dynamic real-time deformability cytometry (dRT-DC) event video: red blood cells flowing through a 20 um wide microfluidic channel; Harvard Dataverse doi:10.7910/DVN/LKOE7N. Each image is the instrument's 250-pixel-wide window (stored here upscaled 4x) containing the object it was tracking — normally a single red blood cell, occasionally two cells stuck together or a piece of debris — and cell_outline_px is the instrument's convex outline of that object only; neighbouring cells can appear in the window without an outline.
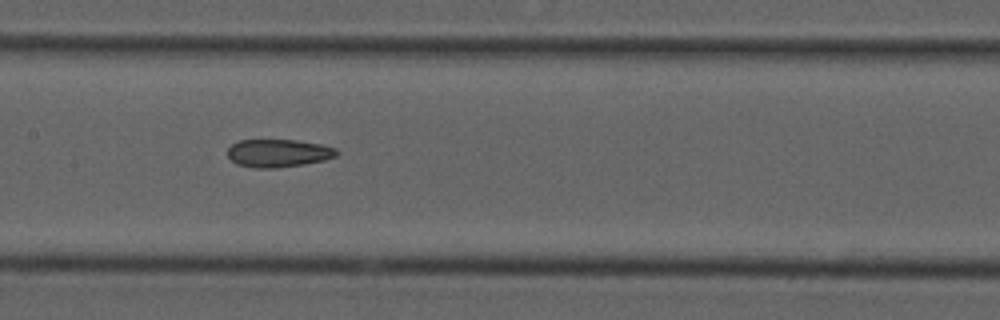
{"species": "common noctule bat (a hibernating species)", "species_latin": "Nyctalus noctula", "temperature_condition": "cold", "stored_images_in_passage": 5, "camera_frame_rate_fps": 3000, "um_per_image_px": 0.085, "animal": {"sex": "male", "forearm_length_mm": 52.5}, "frame": {"image": 1, "passage_image": 4, "time_ms": 1.0, "image_size_px": [1000, 320], "cell_outline_px": [[340, 152], [336, 156], [324, 160], [304, 164], [276, 168], [256, 168], [236, 164], [228, 156], [228, 148], [232, 144], [240, 140], [296, 140], [320, 144], [336, 148]], "centroid_in_image_um": [23.67, 13.02], "position_along_channel_um": 183.7, "area_um2": 17.74}}
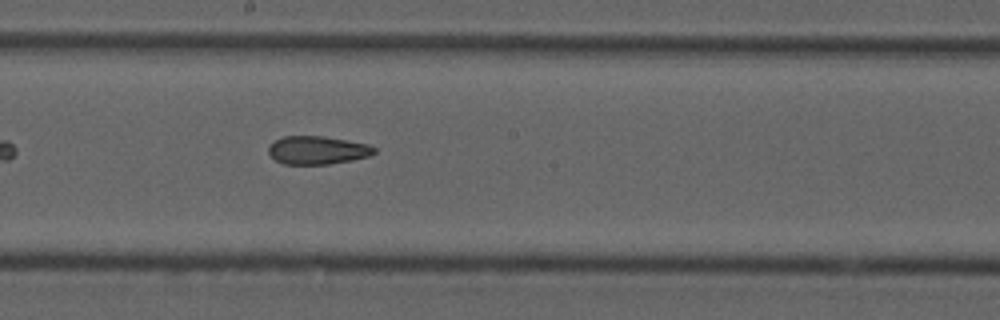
{"frame": {"image": 2, "passage_image": 5, "time_ms": 1.333, "image_size_px": [1000, 320], "cell_outline_px": [[376, 152], [368, 156], [352, 160], [328, 164], [284, 164], [276, 160], [268, 152], [268, 144], [284, 136], [324, 136], [368, 144], [376, 148]], "centroid_in_image_um": [26.97, 12.76], "position_along_channel_um": 221.2, "area_um2": 17.34}}